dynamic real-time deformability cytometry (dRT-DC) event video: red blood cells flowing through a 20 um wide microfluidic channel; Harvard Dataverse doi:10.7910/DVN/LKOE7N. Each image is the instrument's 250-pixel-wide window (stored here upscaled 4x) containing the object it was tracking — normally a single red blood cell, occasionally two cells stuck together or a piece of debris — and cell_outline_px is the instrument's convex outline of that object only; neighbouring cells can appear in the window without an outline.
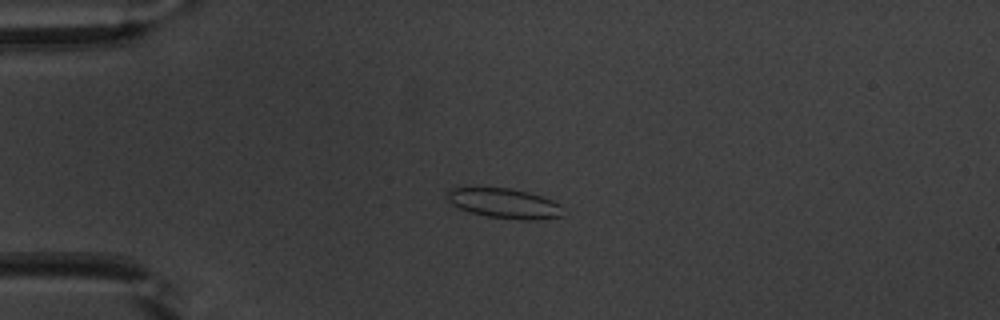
{"species": "common noctule bat (a hibernating species)", "species_latin": "Nyctalus noctula", "temperature_condition": "warm", "stored_images_in_passage": 52, "camera_frame_rate_fps": 3000, "um_per_image_px": 0.085, "animal": {"sex": "male", "body_mass_g": 20.1, "forearm_length_mm": 53.5}, "frame": {"image": 1, "passage_image": 13, "time_ms": 4.0, "image_size_px": [1000, 320], "cell_outline_px": [[564, 216], [540, 220], [520, 220], [488, 216], [472, 212], [460, 208], [452, 204], [448, 200], [448, 192], [452, 188], [508, 188], [528, 192], [552, 200], [560, 204]], "centroid_in_image_um": [42.93, 17.3], "position_along_channel_um": 42.1, "area_um2": 19.94}}
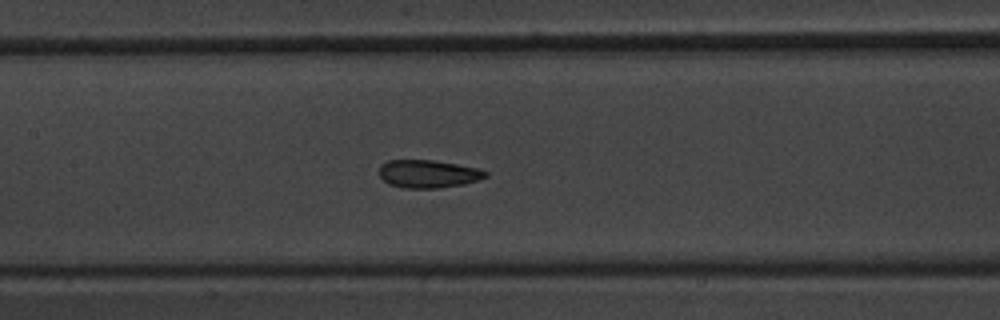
{"frame": {"image": 2, "passage_image": 25, "time_ms": 8.0, "image_size_px": [1000, 320], "cell_outline_px": [[488, 176], [480, 180], [464, 184], [440, 188], [404, 188], [388, 184], [380, 176], [380, 164], [388, 160], [432, 160], [480, 168], [488, 172]], "centroid_in_image_um": [36.42, 14.78], "position_along_channel_um": 171.0, "area_um2": 17.46}}
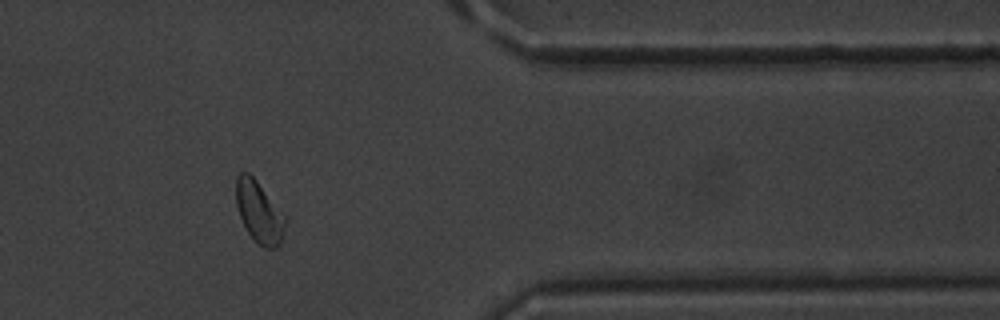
{"frame": {"image": 3, "passage_image": 43, "time_ms": 14.0, "image_size_px": [1000, 320], "cell_outline_px": [[288, 220], [280, 244], [276, 248], [264, 248], [248, 232], [240, 216], [236, 204], [236, 176], [240, 172], [248, 172], [256, 180], [288, 216]], "centroid_in_image_um": [22.07, 18.01], "position_along_channel_um": 389.3, "area_um2": 17.86}, "authors_computed_cell_mechanics": {"area_um2": 18.1781, "velocity_mm_per_s": 3.9196, "shape_relaxation_time_tau1_ms": 2.5657, "shape_relaxation_time_tau2_ms": 0.9308, "deformation_change_tau1": 0.0895, "deformation_change_tau2": 0.0666}}